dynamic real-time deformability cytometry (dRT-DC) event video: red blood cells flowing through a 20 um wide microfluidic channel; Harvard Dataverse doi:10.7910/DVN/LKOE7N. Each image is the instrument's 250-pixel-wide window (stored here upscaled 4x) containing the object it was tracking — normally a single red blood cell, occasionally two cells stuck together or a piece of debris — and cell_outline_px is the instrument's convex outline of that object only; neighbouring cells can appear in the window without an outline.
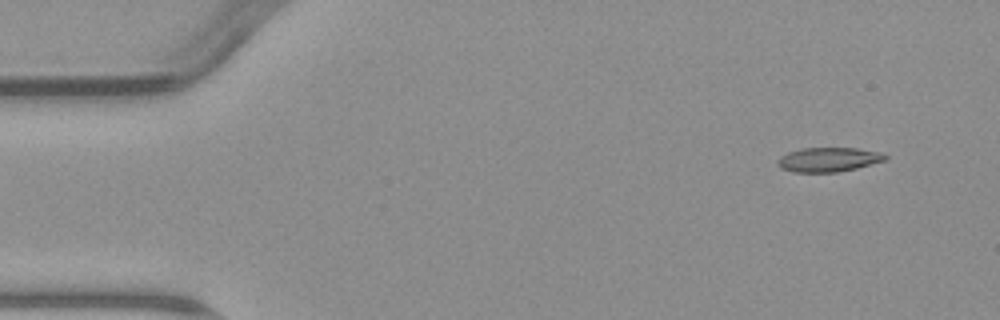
{"species": "common noctule bat (a hibernating species)", "species_latin": "Nyctalus noctula", "temperature_condition": "warm", "stored_images_in_passage": 4, "camera_frame_rate_fps": 3000, "um_per_image_px": 0.085, "animal": {"sex": "male", "body_mass_g": 23.1, "forearm_length_mm": 52.7}, "frame": {"image": 1, "passage_image": 1, "time_ms": 0.0, "image_size_px": [1000, 320], "cell_outline_px": [[888, 160], [856, 168], [836, 172], [792, 172], [780, 168], [776, 164], [780, 156], [788, 152], [804, 148], [856, 148], [880, 152], [888, 156]], "centroid_in_image_um": [70.42, 13.56], "position_along_channel_um": 14.6, "area_um2": 15.32}}
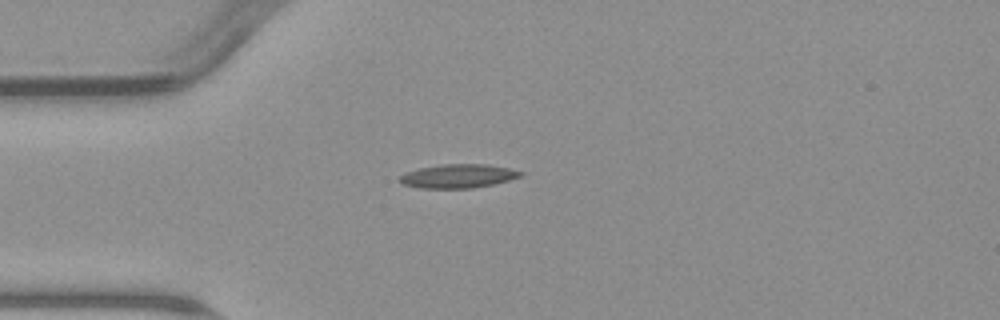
{"frame": {"image": 2, "passage_image": 4, "time_ms": 3.333, "image_size_px": [1000, 320], "cell_outline_px": [[524, 172], [520, 176], [508, 180], [492, 184], [472, 188], [420, 188], [400, 184], [396, 180], [400, 176], [408, 172], [420, 168], [444, 164], [488, 164], [508, 168]], "centroid_in_image_um": [38.89, 14.97], "position_along_channel_um": 46.1, "area_um2": 16.65}}